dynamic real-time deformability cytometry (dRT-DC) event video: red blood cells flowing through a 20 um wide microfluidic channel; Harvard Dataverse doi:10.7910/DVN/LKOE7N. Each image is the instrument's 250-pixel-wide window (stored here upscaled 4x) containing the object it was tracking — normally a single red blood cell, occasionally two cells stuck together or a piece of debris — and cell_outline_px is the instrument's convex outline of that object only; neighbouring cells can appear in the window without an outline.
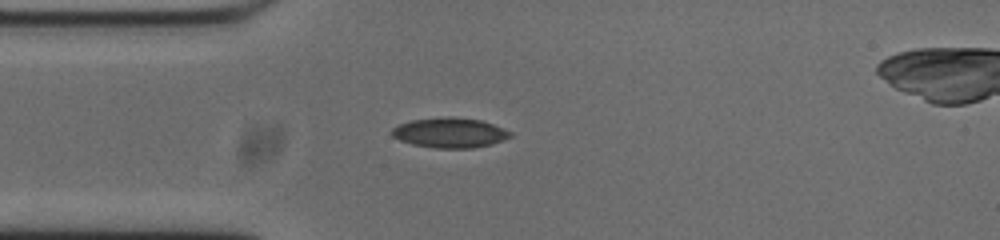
{"species": "common noctule bat (a hibernating species)", "species_latin": "Nyctalus noctula", "temperature_condition": "cold", "stored_images_in_passage": 42, "camera_frame_rate_fps": 3000, "um_per_image_px": 0.085, "animal": {"sex": "male", "body_mass_g": 20.0, "forearm_length_mm": 53.3}, "frame": {"image": 1, "passage_image": 1, "time_ms": 0.0, "image_size_px": [1000, 240], "cell_outline_px": [[512, 136], [504, 140], [492, 144], [472, 148], [436, 148], [412, 144], [400, 140], [392, 136], [392, 128], [400, 124], [412, 120], [448, 116], [452, 116], [480, 120], [492, 124], [512, 132]], "centroid_in_image_um": [38.25, 11.28], "position_along_channel_um": 46.8, "area_um2": 20.63}}
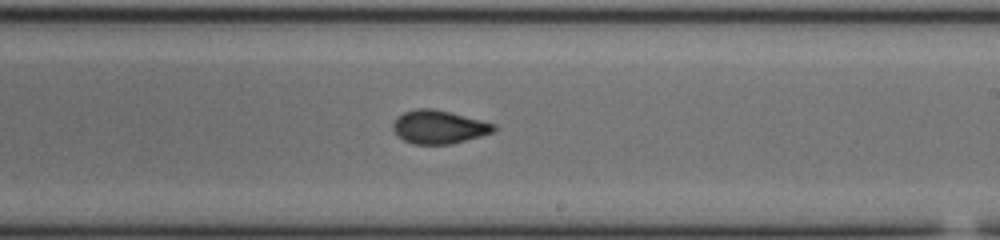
{"frame": {"image": 2, "passage_image": 18, "time_ms": 5.667, "image_size_px": [1000, 240], "cell_outline_px": [[496, 128], [492, 132], [480, 136], [448, 144], [412, 144], [396, 136], [392, 128], [392, 124], [404, 112], [416, 108], [432, 108], [496, 124]], "centroid_in_image_um": [37.26, 10.8], "position_along_channel_um": 251.7, "area_um2": 19.31}}
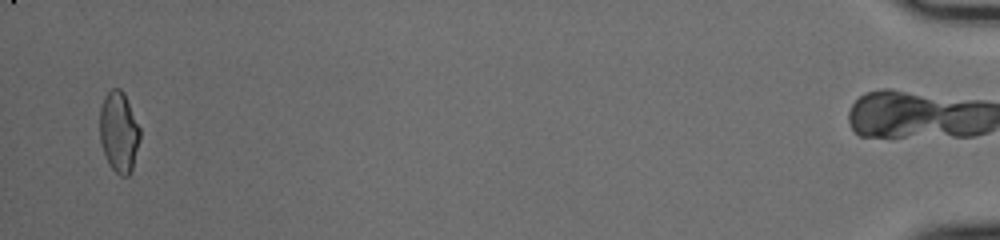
{"frame": {"image": 3, "passage_image": 40, "time_ms": 13.0, "image_size_px": [1000, 240], "cell_outline_px": [[140, 140], [132, 172], [128, 176], [120, 176], [108, 164], [100, 144], [100, 108], [104, 96], [112, 88], [120, 88], [124, 92], [140, 128]], "centroid_in_image_um": [10.11, 11.24], "position_along_channel_um": 425.1, "area_um2": 19.19}, "authors_computed_cell_mechanics": {"area_um2": 19.3052, "velocity_mm_per_s": 3.7483, "shape_relaxation_time_tau1_ms": null, "shape_relaxation_time_tau2_ms": 1.6226, "deformation_change_tau1": null, "deformation_change_tau2": 0.059}}